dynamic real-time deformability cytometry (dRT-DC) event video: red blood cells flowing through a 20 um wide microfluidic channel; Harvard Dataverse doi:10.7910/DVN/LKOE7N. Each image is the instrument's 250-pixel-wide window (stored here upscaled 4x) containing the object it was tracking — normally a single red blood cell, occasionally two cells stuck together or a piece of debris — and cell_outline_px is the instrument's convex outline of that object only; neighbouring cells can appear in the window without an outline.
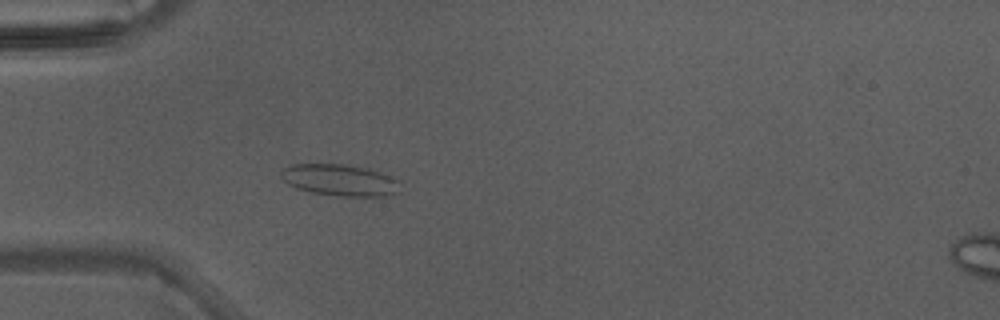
{"species": "Egyptian fruit bat (a non-hibernating species)", "species_latin": "Rousettus aegyptiacus", "temperature_condition": "warm", "stored_images_in_passage": 39, "camera_frame_rate_fps": 3000, "um_per_image_px": 0.085, "animal": {"sex": "male"}, "frame": {"image": 1, "passage_image": 11, "time_ms": 3.333, "image_size_px": [1000, 320], "cell_outline_px": [[400, 192], [384, 196], [336, 196], [312, 192], [296, 188], [288, 184], [280, 176], [280, 172], [284, 168], [292, 164], [344, 164], [368, 168], [388, 176], [396, 180]], "centroid_in_image_um": [28.84, 15.31], "position_along_channel_um": 56.2, "area_um2": 21.73}}
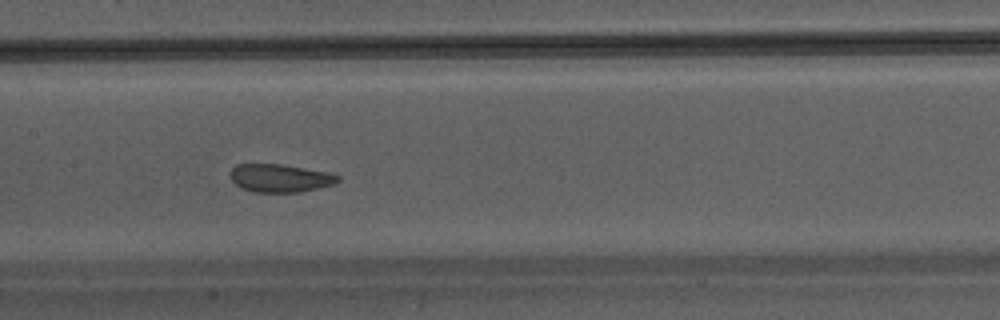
{"frame": {"image": 2, "passage_image": 20, "time_ms": 6.333, "image_size_px": [1000, 320], "cell_outline_px": [[340, 180], [332, 184], [300, 192], [252, 192], [240, 188], [232, 180], [228, 172], [236, 164], [280, 164], [328, 172], [340, 176]], "centroid_in_image_um": [23.75, 15.14], "position_along_channel_um": 183.6, "area_um2": 17.57}}
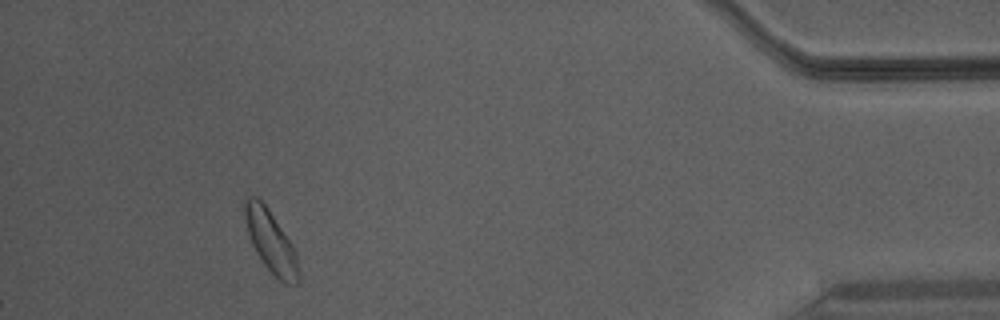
{"frame": {"image": 3, "passage_image": 39, "time_ms": 12.667, "image_size_px": [1000, 320], "cell_outline_px": [[300, 280], [296, 284], [284, 284], [264, 264], [256, 252], [252, 244], [248, 232], [244, 216], [244, 196], [256, 196], [268, 208], [292, 244], [296, 252], [300, 272]], "centroid_in_image_um": [23.03, 20.52], "position_along_channel_um": 412.2, "area_um2": 19.36}}